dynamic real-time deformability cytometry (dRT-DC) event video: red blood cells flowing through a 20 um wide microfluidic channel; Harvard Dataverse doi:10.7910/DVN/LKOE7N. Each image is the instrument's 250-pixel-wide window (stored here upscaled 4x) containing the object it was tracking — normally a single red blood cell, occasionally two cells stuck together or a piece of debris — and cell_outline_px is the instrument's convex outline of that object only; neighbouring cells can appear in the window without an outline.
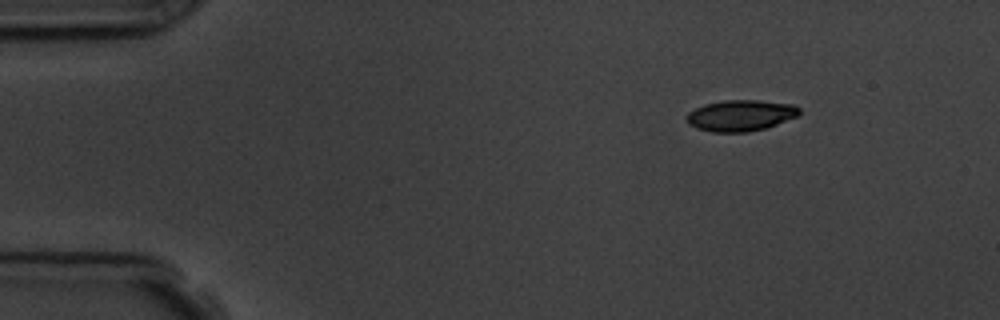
{"species": "common noctule bat (a hibernating species)", "species_latin": "Nyctalus noctula", "temperature_condition": "room temperature", "stored_images_in_passage": 4, "camera_frame_rate_fps": 3000, "um_per_image_px": 0.085, "animal": {"sex": "male", "body_mass_g": 19.5, "forearm_length_mm": 54.6}, "frame": {"image": 1, "passage_image": 1, "time_ms": 0.0, "image_size_px": [1000, 320], "cell_outline_px": [[800, 112], [796, 116], [776, 124], [764, 128], [748, 132], [712, 132], [696, 128], [688, 124], [684, 116], [688, 112], [704, 104], [724, 100], [756, 100], [792, 104], [800, 108]], "centroid_in_image_um": [62.89, 9.81], "position_along_channel_um": 22.1, "area_um2": 20.4}}
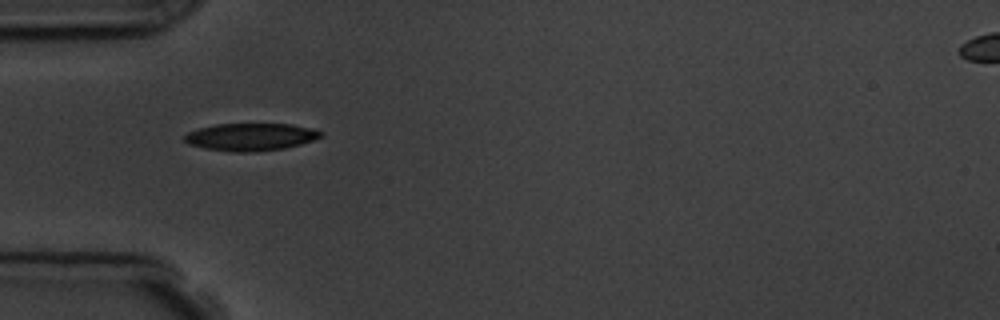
{"frame": {"image": 2, "passage_image": 3, "time_ms": 3.333, "image_size_px": [1000, 320], "cell_outline_px": [[324, 132], [320, 136], [312, 140], [300, 144], [284, 148], [252, 152], [232, 152], [204, 148], [188, 144], [184, 140], [184, 136], [188, 132], [200, 128], [216, 124], [292, 124], [312, 128]], "centroid_in_image_um": [21.29, 11.64], "position_along_channel_um": 63.7, "area_um2": 21.73}}
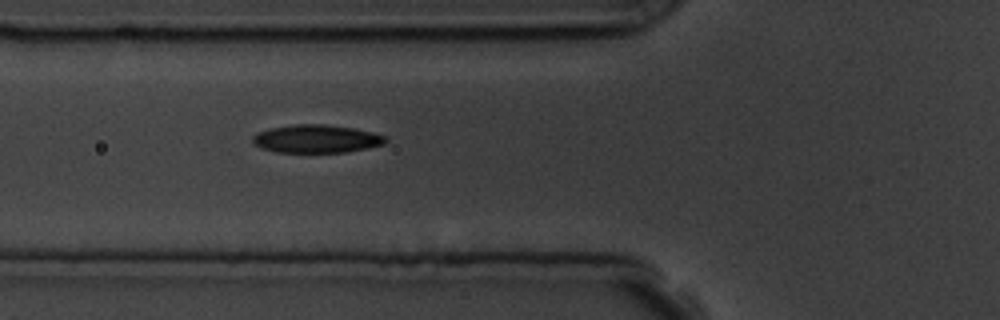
{"frame": {"image": 3, "passage_image": 4, "time_ms": 4.333, "image_size_px": [1000, 320], "cell_outline_px": [[388, 140], [384, 144], [368, 148], [344, 152], [276, 152], [260, 148], [252, 144], [252, 136], [256, 132], [272, 128], [296, 124], [324, 124], [352, 128], [372, 132], [388, 136]], "centroid_in_image_um": [26.88, 11.8], "position_along_channel_um": 98.9, "area_um2": 21.85}}